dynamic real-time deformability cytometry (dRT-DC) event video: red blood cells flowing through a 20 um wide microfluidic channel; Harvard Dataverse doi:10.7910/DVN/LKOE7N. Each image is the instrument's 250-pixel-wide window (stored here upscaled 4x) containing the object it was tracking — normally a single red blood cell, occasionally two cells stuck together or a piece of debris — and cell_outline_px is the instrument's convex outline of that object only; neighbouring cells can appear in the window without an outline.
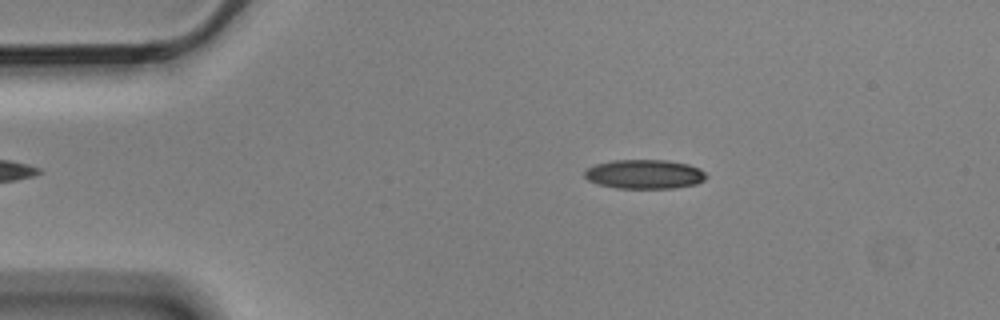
{"species": "Egyptian fruit bat (a non-hibernating species)", "species_latin": "Rousettus aegyptiacus", "temperature_condition": "cold", "stored_images_in_passage": 3, "camera_frame_rate_fps": 3000, "um_per_image_px": 0.085, "animal": {"sex": "male"}, "frame": {"image": 1, "passage_image": 2, "time_ms": 0.333, "image_size_px": [1000, 320], "cell_outline_px": [[708, 176], [704, 180], [696, 184], [672, 188], [616, 188], [600, 184], [588, 180], [584, 176], [584, 172], [588, 168], [596, 164], [612, 160], [668, 160], [688, 164], [700, 168]], "centroid_in_image_um": [54.8, 14.8], "position_along_channel_um": 30.2, "area_um2": 20.69}}